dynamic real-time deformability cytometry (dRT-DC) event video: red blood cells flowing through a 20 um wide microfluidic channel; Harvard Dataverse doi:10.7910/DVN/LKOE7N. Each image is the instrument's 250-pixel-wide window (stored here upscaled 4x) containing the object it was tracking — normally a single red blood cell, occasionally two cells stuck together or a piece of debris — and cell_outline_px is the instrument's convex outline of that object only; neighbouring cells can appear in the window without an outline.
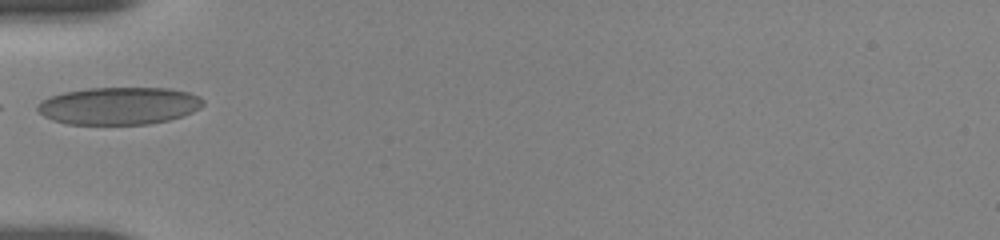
{"species": "human", "species_latin": "Homo sapiens", "temperature_condition": "room temperature", "stored_images_in_passage": 56, "camera_frame_rate_fps": 3000, "um_per_image_px": 0.085, "donor": {"sex": "female"}, "frame": {"image": 1, "passage_image": 1, "time_ms": 0.0, "image_size_px": [1000, 240], "cell_outline_px": [[204, 104], [200, 108], [192, 112], [168, 120], [148, 124], [68, 124], [52, 120], [44, 116], [36, 108], [36, 104], [40, 100], [48, 96], [64, 92], [88, 88], [168, 88], [188, 92], [200, 96], [204, 100]], "centroid_in_image_um": [10.09, 8.99], "position_along_channel_um": 74.9, "area_um2": 36.3}}
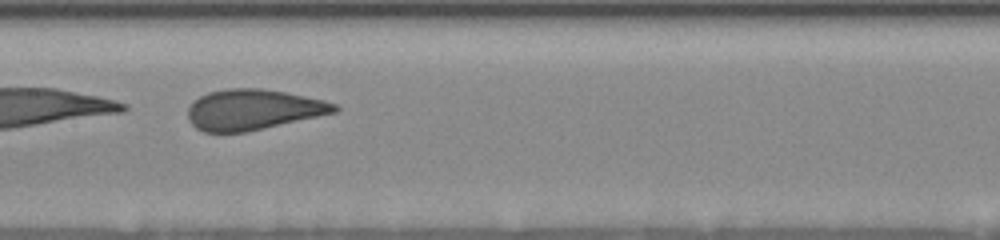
{"frame": {"image": 2, "passage_image": 15, "time_ms": 3.0, "image_size_px": [1000, 240], "cell_outline_px": [[340, 108], [336, 112], [248, 132], [204, 132], [196, 128], [188, 120], [188, 108], [200, 96], [208, 92], [228, 88], [260, 88], [284, 92], [324, 100], [336, 104]], "centroid_in_image_um": [21.51, 9.32], "position_along_channel_um": 185.9, "area_um2": 34.51}}
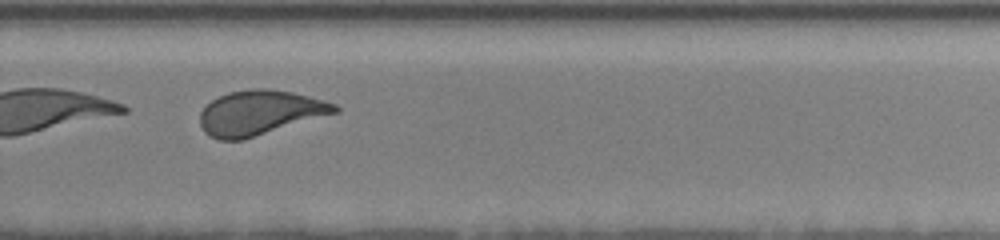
{"frame": {"image": 3, "passage_image": 33, "time_ms": 6.333, "image_size_px": [1000, 240], "cell_outline_px": [[340, 112], [244, 140], [220, 140], [208, 136], [204, 132], [200, 124], [200, 112], [212, 100], [228, 92], [252, 88], [268, 88], [292, 92], [324, 100], [336, 104], [340, 108]], "centroid_in_image_um": [22.1, 9.59], "position_along_channel_um": 307.7, "area_um2": 35.43}, "authors_computed_cell_mechanics": {"area_um2": 35.2002, "velocity_mm_per_s": 3.665, "shape_relaxation_time_tau1_ms": 7.0389, "shape_relaxation_time_tau2_ms": 0.7626, "deformation_change_tau1": 0.1523, "deformation_change_tau2": 0.0655}}